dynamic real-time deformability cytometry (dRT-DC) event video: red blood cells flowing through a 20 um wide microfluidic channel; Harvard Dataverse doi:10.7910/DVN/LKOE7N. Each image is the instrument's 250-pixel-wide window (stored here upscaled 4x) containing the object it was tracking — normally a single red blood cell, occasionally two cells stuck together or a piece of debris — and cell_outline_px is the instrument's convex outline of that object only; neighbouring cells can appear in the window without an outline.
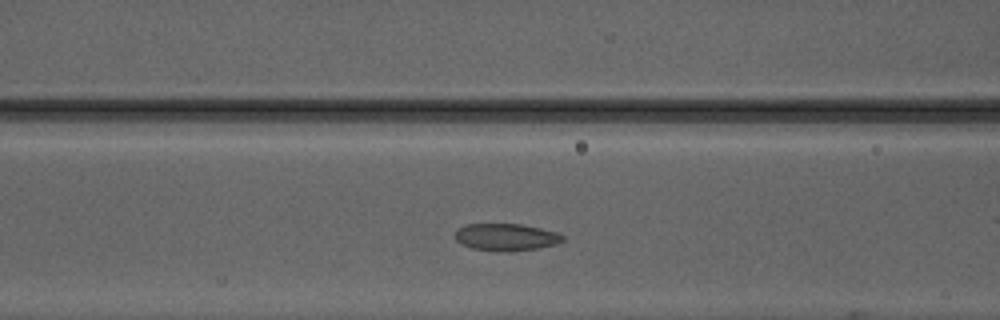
{"species": "Egyptian fruit bat (a non-hibernating species)", "species_latin": "Rousettus aegyptiacus", "temperature_condition": "warm", "stored_images_in_passage": 39, "camera_frame_rate_fps": 3000, "um_per_image_px": 0.085, "animal": {"sex": "male"}, "frame": {"image": 1, "passage_image": 17, "time_ms": 5.333, "image_size_px": [1000, 320], "cell_outline_px": [[564, 240], [556, 244], [540, 248], [508, 252], [500, 252], [472, 248], [460, 244], [456, 240], [456, 228], [468, 224], [520, 224], [540, 228], [556, 232], [564, 236]], "centroid_in_image_um": [43.01, 20.16], "position_along_channel_um": 123.6, "area_um2": 17.17}}
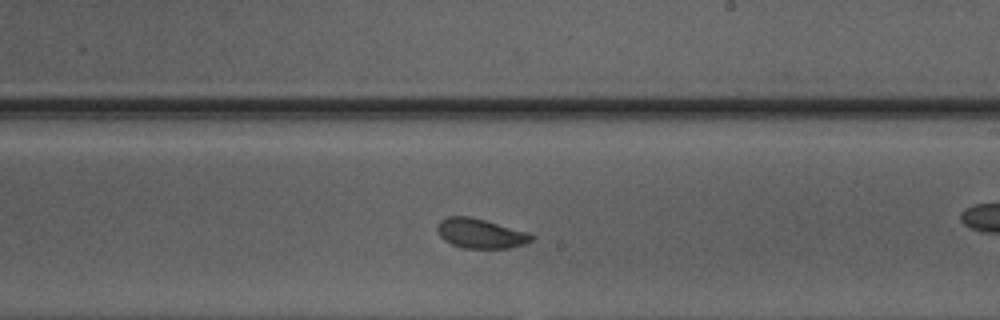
{"frame": {"image": 2, "passage_image": 26, "time_ms": 8.333, "image_size_px": [1000, 320], "cell_outline_px": [[536, 236], [532, 240], [524, 244], [508, 248], [464, 248], [452, 244], [444, 240], [440, 236], [436, 228], [440, 220], [448, 216], [468, 216], [484, 220], [528, 232]], "centroid_in_image_um": [40.84, 19.84], "position_along_channel_um": 248.2, "area_um2": 16.18}}
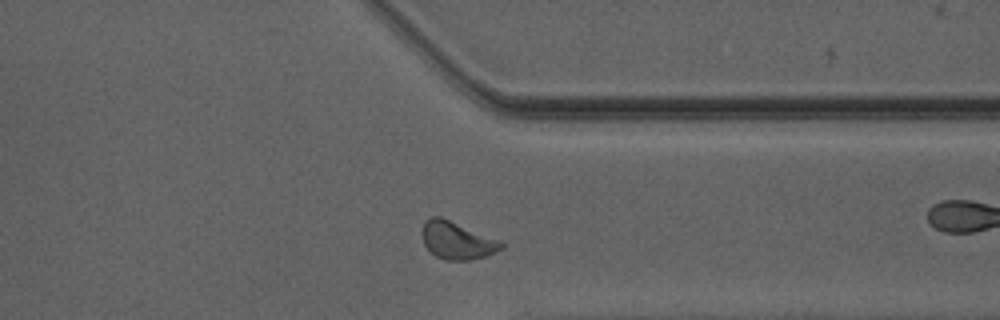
{"frame": {"image": 3, "passage_image": 35, "time_ms": 11.333, "image_size_px": [1000, 320], "cell_outline_px": [[504, 248], [496, 252], [484, 256], [468, 260], [444, 260], [436, 256], [424, 244], [420, 232], [424, 220], [432, 216], [440, 216], [496, 240], [504, 244]], "centroid_in_image_um": [38.77, 20.43], "position_along_channel_um": 372.6, "area_um2": 16.99}, "authors_computed_cell_mechanics": {"area_um2": 16.9932, "velocity_mm_per_s": 4.1614, "shape_relaxation_time_tau1_ms": null, "shape_relaxation_time_tau2_ms": 0.9801, "deformation_change_tau1": null, "deformation_change_tau2": 0.0622}}